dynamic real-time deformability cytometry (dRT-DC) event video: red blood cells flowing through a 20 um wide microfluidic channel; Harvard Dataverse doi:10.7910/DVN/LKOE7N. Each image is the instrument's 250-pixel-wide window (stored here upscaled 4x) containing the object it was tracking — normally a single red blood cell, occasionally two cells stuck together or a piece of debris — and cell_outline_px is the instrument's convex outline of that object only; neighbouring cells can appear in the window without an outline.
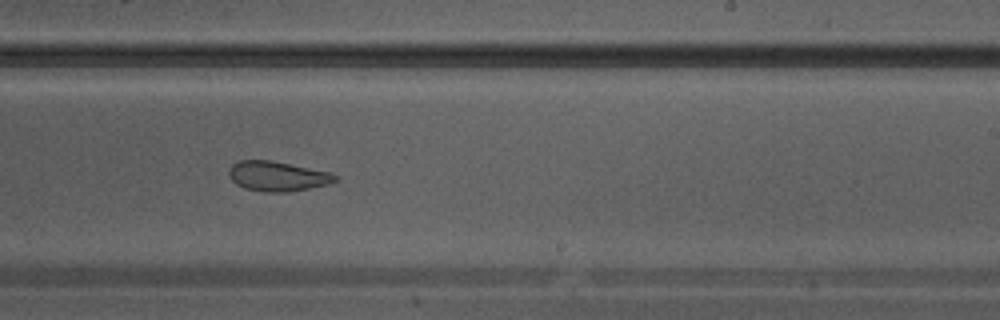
{"species": "Egyptian fruit bat (a non-hibernating species)", "species_latin": "Rousettus aegyptiacus", "temperature_condition": "warm", "stored_images_in_passage": 30, "camera_frame_rate_fps": 3000, "um_per_image_px": 0.085, "animal": {"sex": "male"}, "frame": {"image": 1, "passage_image": 18, "time_ms": 5.667, "image_size_px": [1000, 320], "cell_outline_px": [[340, 180], [328, 184], [288, 192], [264, 192], [244, 188], [236, 184], [228, 176], [228, 172], [232, 164], [240, 160], [272, 160], [328, 172], [340, 176]], "centroid_in_image_um": [23.58, 14.98], "position_along_channel_um": 265.4, "area_um2": 18.55}}